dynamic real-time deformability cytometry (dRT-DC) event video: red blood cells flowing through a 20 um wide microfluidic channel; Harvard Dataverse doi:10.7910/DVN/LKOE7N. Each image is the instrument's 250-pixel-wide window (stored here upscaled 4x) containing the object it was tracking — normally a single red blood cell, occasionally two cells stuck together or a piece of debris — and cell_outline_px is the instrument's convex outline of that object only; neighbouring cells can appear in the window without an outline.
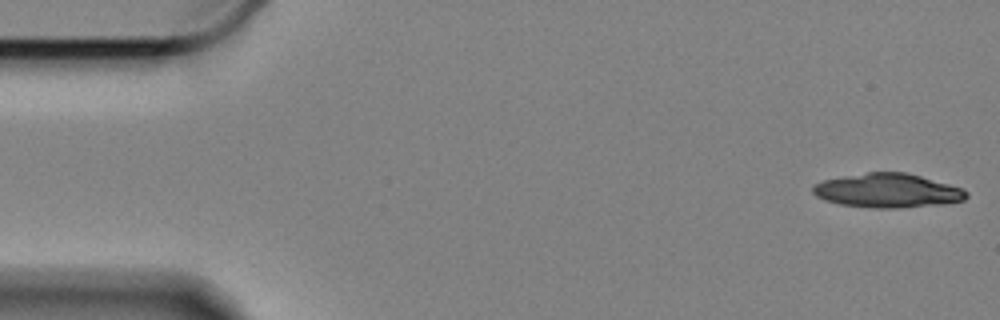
{"species": "Egyptian fruit bat (a non-hibernating species)", "species_latin": "Rousettus aegyptiacus", "temperature_condition": "cold", "stored_images_in_passage": 15, "camera_frame_rate_fps": 3000, "um_per_image_px": 0.085, "animal": {"sex": "female"}, "frame": {"image": 1, "passage_image": 1, "time_ms": 0.0, "image_size_px": [1000, 320], "cell_outline_px": [[968, 196], [964, 200], [944, 204], [900, 208], [876, 208], [840, 204], [824, 200], [816, 196], [812, 192], [812, 184], [824, 180], [844, 176], [868, 172], [904, 172], [920, 176], [964, 188], [968, 192]], "centroid_in_image_um": [75.45, 16.2], "position_along_channel_um": 9.5, "area_um2": 30.58}}
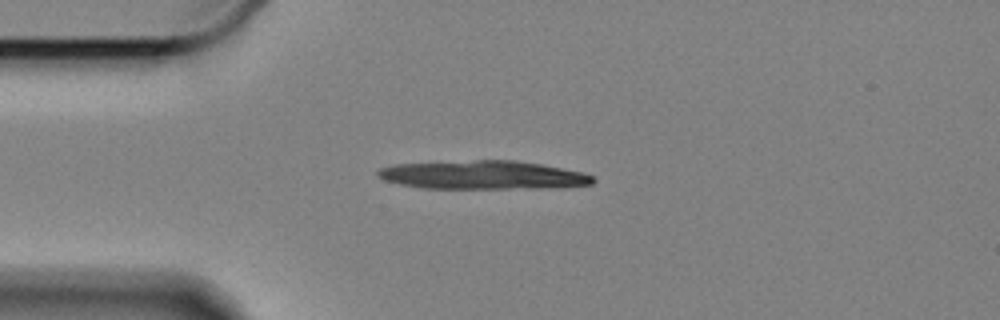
{"frame": {"image": 2, "passage_image": 13, "time_ms": 4.0, "image_size_px": [1000, 320], "cell_outline_px": [[596, 180], [592, 184], [560, 188], [420, 188], [400, 184], [384, 180], [376, 176], [376, 172], [380, 168], [392, 164], [476, 160], [516, 160], [540, 164], [584, 172], [592, 176]], "centroid_in_image_um": [41.06, 14.88], "position_along_channel_um": 43.9, "area_um2": 36.07}}